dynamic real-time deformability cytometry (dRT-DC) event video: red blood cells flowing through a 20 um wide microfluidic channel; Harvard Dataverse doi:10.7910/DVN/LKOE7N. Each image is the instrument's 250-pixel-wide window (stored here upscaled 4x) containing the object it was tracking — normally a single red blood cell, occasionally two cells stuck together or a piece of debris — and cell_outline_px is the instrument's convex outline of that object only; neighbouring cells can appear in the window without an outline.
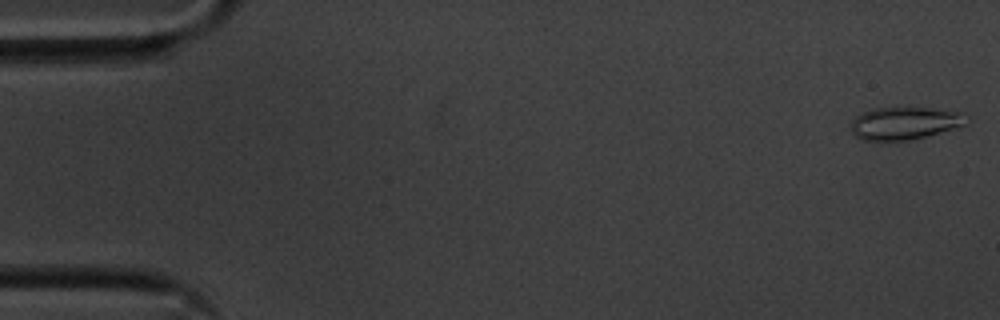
{"species": "common noctule bat (a hibernating species)", "species_latin": "Nyctalus noctula", "temperature_condition": "cold", "stored_images_in_passage": 10, "camera_frame_rate_fps": 3000, "um_per_image_px": 0.085, "animal": {"sex": "male", "body_mass_g": 20.1, "forearm_length_mm": 53.5}, "frame": {"image": 1, "passage_image": 1, "time_ms": 0.0, "image_size_px": [1000, 320], "cell_outline_px": [[968, 116], [964, 124], [912, 140], [860, 140], [852, 132], [852, 120], [856, 116], [872, 108], [932, 108], [964, 112]], "centroid_in_image_um": [76.87, 10.46], "position_along_channel_um": 8.1, "area_um2": 21.62}}